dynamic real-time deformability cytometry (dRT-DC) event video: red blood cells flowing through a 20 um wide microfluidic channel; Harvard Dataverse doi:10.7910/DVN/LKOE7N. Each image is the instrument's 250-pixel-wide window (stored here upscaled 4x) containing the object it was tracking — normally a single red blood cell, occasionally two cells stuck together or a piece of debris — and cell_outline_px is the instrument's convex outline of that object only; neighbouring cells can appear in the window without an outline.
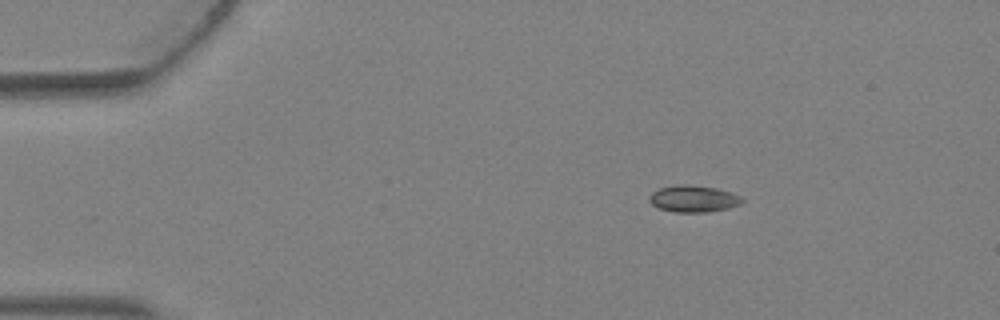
{"species": "Egyptian fruit bat (a non-hibernating species)", "species_latin": "Rousettus aegyptiacus", "temperature_condition": "warm", "stored_images_in_passage": 3, "camera_frame_rate_fps": 3000, "um_per_image_px": 0.085, "animal": {"sex": "female"}, "frame": {"image": 1, "passage_image": 1, "time_ms": 0.0, "image_size_px": [1000, 320], "cell_outline_px": [[744, 200], [740, 204], [728, 208], [708, 212], [676, 212], [660, 208], [652, 204], [648, 200], [648, 196], [652, 192], [660, 188], [676, 184], [688, 184], [716, 188], [732, 192], [740, 196]], "centroid_in_image_um": [58.94, 16.88], "position_along_channel_um": 26.1, "area_um2": 14.51}}
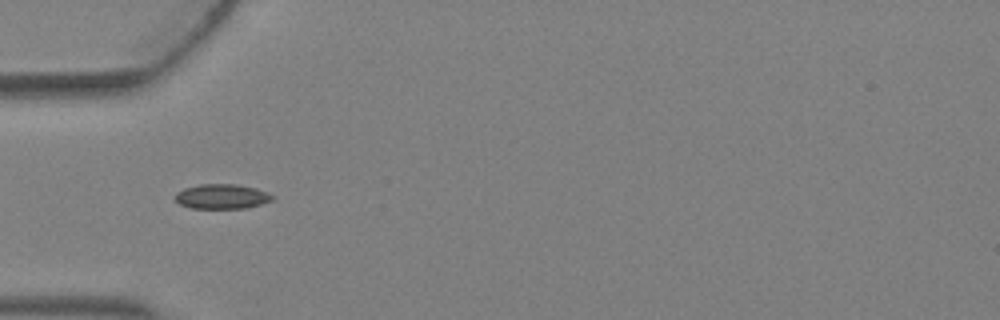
{"frame": {"image": 2, "passage_image": 3, "time_ms": 0.667, "image_size_px": [1000, 320], "cell_outline_px": [[276, 196], [272, 200], [260, 204], [244, 208], [192, 208], [180, 204], [176, 200], [176, 192], [184, 188], [200, 184], [236, 184], [256, 188], [268, 192]], "centroid_in_image_um": [18.88, 16.69], "position_along_channel_um": 66.1, "area_um2": 13.99}}